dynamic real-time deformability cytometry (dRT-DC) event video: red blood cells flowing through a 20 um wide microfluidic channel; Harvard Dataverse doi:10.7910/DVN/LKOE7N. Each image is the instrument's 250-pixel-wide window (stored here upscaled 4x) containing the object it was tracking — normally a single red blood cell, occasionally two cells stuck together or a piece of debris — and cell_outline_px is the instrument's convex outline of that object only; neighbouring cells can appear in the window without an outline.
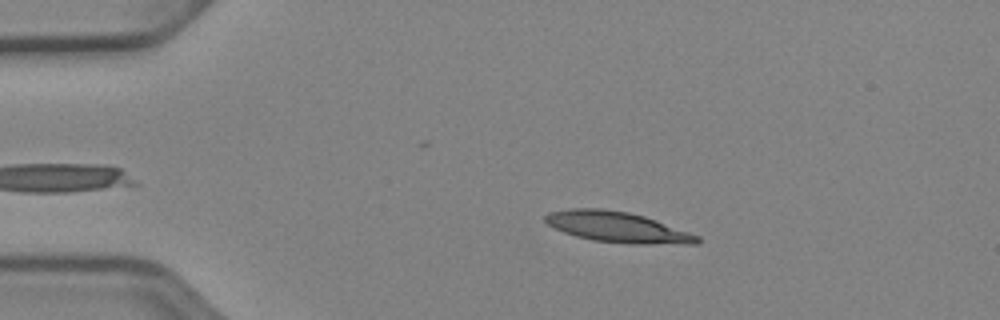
{"species": "Egyptian fruit bat (a non-hibernating species)", "species_latin": "Rousettus aegyptiacus", "temperature_condition": "cold", "stored_images_in_passage": 14, "camera_frame_rate_fps": 3000, "um_per_image_px": 0.085, "animal": {"sex": "female"}, "frame": {"image": 1, "passage_image": 10, "time_ms": 3.0, "image_size_px": [1000, 320], "cell_outline_px": [[700, 244], [628, 244], [592, 240], [576, 236], [564, 232], [548, 224], [544, 220], [544, 216], [548, 212], [572, 208], [604, 208], [628, 212], [644, 216], [656, 220], [700, 236]], "centroid_in_image_um": [52.5, 19.3], "position_along_channel_um": 32.5, "area_um2": 27.22}}